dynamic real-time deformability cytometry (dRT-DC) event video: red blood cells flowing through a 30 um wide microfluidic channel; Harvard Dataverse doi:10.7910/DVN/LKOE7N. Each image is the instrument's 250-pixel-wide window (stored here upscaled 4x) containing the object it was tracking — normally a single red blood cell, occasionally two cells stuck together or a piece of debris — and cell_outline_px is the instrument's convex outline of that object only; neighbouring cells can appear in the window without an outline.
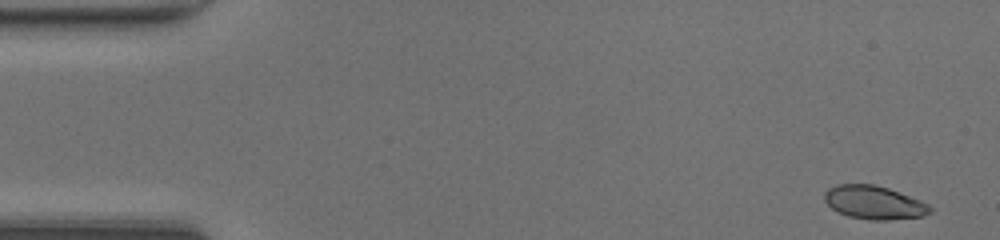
{"species": "common noctule bat (a hibernating species)", "species_latin": "Nyctalus noctula", "temperature_condition": "room temperature", "stored_images_in_passage": 46, "camera_frame_rate_fps": 3000, "um_per_image_px": 0.085, "animal": {"sex": "female", "body_mass_g": 20.0, "forearm_length_mm": 54.0}, "frame": {"image": 1, "passage_image": 1, "time_ms": 0.0, "image_size_px": [1000, 240], "cell_outline_px": [[932, 212], [920, 216], [888, 220], [872, 220], [848, 216], [832, 208], [824, 200], [824, 192], [828, 188], [836, 184], [872, 184], [888, 188], [920, 200], [928, 204], [932, 208]], "centroid_in_image_um": [74.28, 17.2], "position_along_channel_um": 10.7, "area_um2": 20.4}}
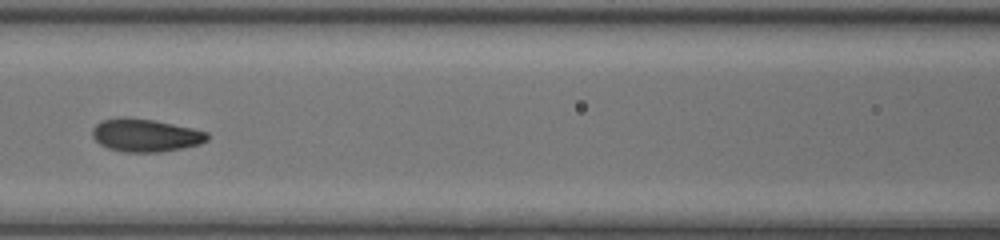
{"frame": {"image": 2, "passage_image": 20, "time_ms": 6.333, "image_size_px": [1000, 240], "cell_outline_px": [[208, 140], [200, 144], [160, 152], [124, 152], [108, 148], [100, 144], [92, 136], [92, 128], [100, 120], [116, 116], [128, 116], [152, 120], [192, 128], [208, 132]], "centroid_in_image_um": [12.31, 11.48], "position_along_channel_um": 154.3, "area_um2": 22.2}}
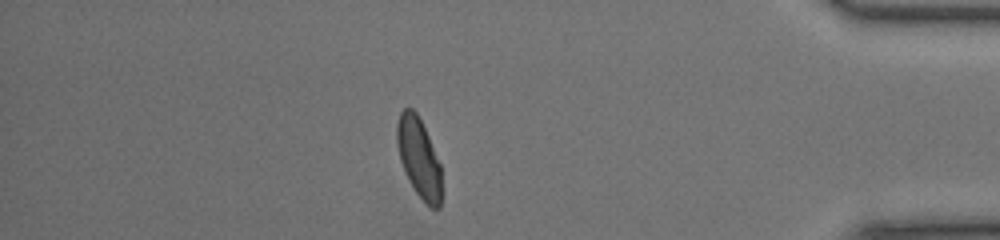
{"frame": {"image": 3, "passage_image": 40, "time_ms": 13.0, "image_size_px": [1000, 240], "cell_outline_px": [[444, 192], [440, 208], [432, 208], [416, 192], [400, 160], [396, 144], [396, 124], [400, 112], [404, 108], [412, 108], [416, 112], [428, 136], [440, 164]], "centroid_in_image_um": [35.63, 13.43], "position_along_channel_um": 399.6, "area_um2": 20.75}, "authors_computed_cell_mechanics": {"area_um2": 21.3282, "velocity_mm_per_s": 4.2966, "shape_relaxation_time_tau1_ms": 4.1405, "shape_relaxation_time_tau2_ms": 0.6709, "deformation_change_tau1": 0.1507, "deformation_change_tau2": 0.041}}